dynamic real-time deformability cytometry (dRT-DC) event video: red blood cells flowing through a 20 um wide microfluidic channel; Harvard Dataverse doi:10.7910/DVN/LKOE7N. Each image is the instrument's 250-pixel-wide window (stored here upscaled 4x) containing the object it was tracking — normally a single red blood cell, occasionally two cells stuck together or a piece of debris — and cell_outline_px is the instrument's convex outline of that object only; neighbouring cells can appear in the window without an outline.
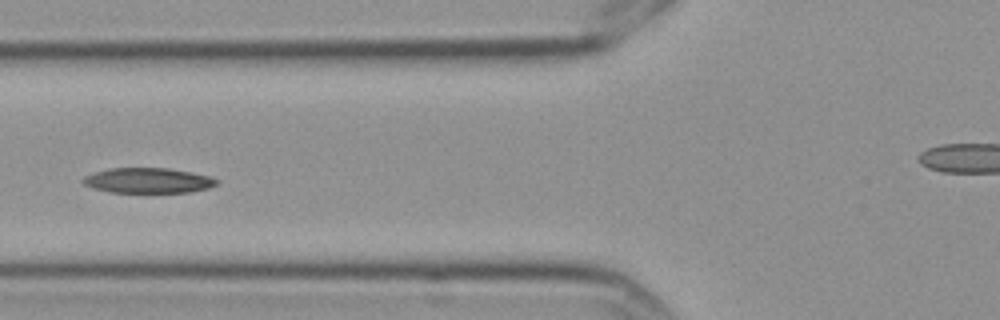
{"species": "Egyptian fruit bat (a non-hibernating species)", "species_latin": "Rousettus aegyptiacus", "temperature_condition": "cold", "stored_images_in_passage": 9, "camera_frame_rate_fps": 3000, "um_per_image_px": 0.085, "frame": {"image": 1, "passage_image": 7, "time_ms": 2.0, "image_size_px": [1000, 320], "cell_outline_px": [[220, 180], [216, 184], [208, 188], [188, 192], [148, 196], [108, 192], [92, 188], [84, 184], [80, 180], [84, 176], [96, 172], [112, 168], [168, 168], [192, 172], [208, 176]], "centroid_in_image_um": [12.56, 15.4], "position_along_channel_um": 113.2, "area_um2": 20.69}}
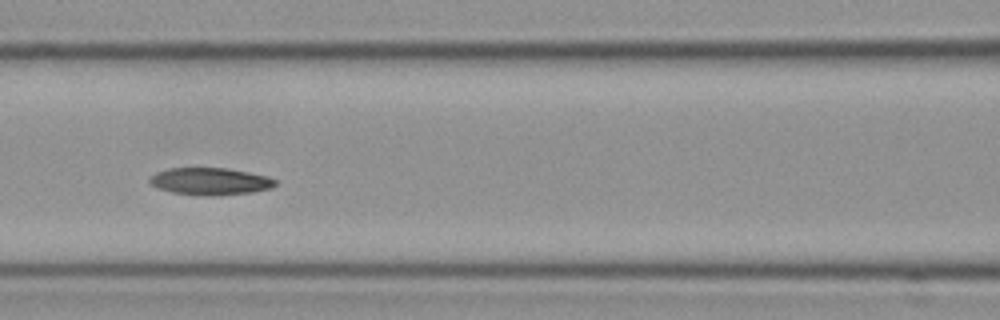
{"frame": {"image": 2, "passage_image": 8, "time_ms": 2.333, "image_size_px": [1000, 320], "cell_outline_px": [[276, 184], [272, 188], [252, 192], [220, 196], [200, 196], [172, 192], [156, 188], [148, 184], [148, 180], [156, 172], [168, 168], [228, 168], [268, 176], [276, 180]], "centroid_in_image_um": [17.84, 15.42], "position_along_channel_um": 148.8, "area_um2": 20.23}}
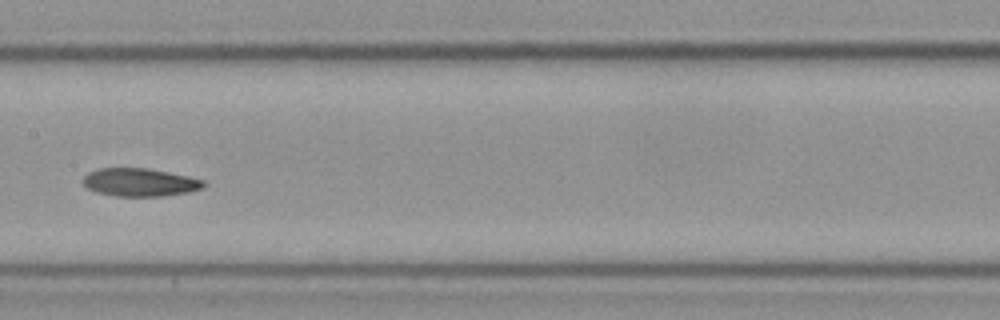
{"frame": {"image": 3, "passage_image": 9, "time_ms": 2.667, "image_size_px": [1000, 320], "cell_outline_px": [[204, 184], [200, 188], [188, 192], [164, 196], [116, 196], [96, 192], [88, 188], [80, 180], [88, 172], [96, 168], [148, 168], [188, 176], [204, 180]], "centroid_in_image_um": [11.83, 15.49], "position_along_channel_um": 195.6, "area_um2": 19.71}}